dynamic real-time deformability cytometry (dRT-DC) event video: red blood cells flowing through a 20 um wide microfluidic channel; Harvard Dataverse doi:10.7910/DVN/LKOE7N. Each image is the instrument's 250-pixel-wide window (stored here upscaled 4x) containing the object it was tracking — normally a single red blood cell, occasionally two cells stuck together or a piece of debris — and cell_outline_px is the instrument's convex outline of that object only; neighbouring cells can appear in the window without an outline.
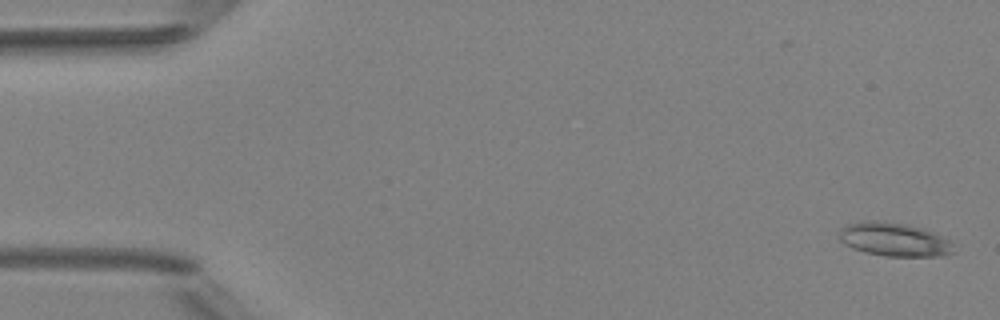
{"species": "Egyptian fruit bat (a non-hibernating species)", "species_latin": "Rousettus aegyptiacus", "temperature_condition": "room temperature", "stored_images_in_passage": 4, "camera_frame_rate_fps": 3000, "um_per_image_px": 0.085, "animal": {"sex": "female"}, "frame": {"image": 1, "passage_image": 1, "time_ms": 0.0, "image_size_px": [1000, 320], "cell_outline_px": [[952, 252], [944, 256], [884, 256], [864, 252], [852, 248], [844, 244], [840, 240], [840, 228], [848, 224], [872, 220], [876, 220], [904, 224], [920, 228], [948, 236], [952, 244]], "centroid_in_image_um": [76.03, 20.36], "position_along_channel_um": 9.0, "area_um2": 22.43}}
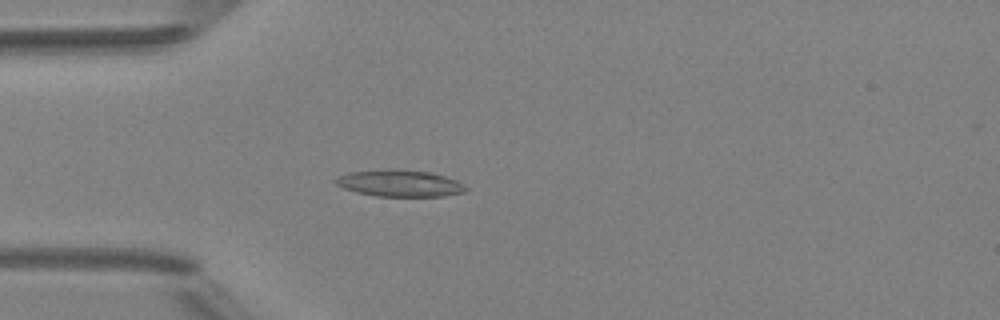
{"frame": {"image": 2, "passage_image": 4, "time_ms": 4.333, "image_size_px": [1000, 320], "cell_outline_px": [[468, 188], [464, 192], [444, 196], [376, 196], [356, 192], [344, 188], [336, 184], [332, 180], [348, 172], [428, 172], [444, 176], [456, 180], [464, 184]], "centroid_in_image_um": [34.01, 15.64], "position_along_channel_um": 51.0, "area_um2": 19.13}}